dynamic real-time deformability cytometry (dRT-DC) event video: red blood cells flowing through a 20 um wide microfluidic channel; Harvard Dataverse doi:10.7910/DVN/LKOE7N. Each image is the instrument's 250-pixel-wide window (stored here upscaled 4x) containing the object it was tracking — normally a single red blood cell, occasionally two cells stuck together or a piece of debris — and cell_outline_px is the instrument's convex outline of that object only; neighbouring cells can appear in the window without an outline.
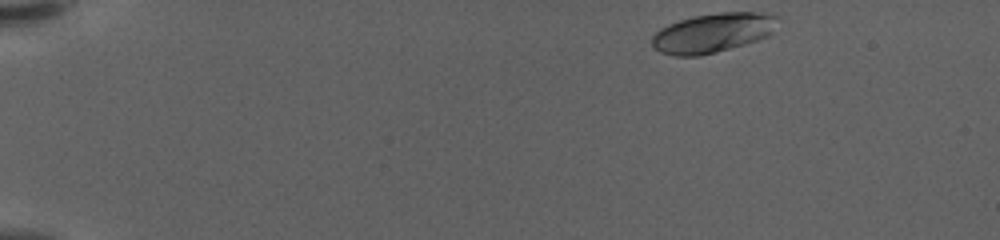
{"species": "human", "species_latin": "Homo sapiens", "temperature_condition": "warm", "stored_images_in_passage": 51, "camera_frame_rate_fps": 3000, "um_per_image_px": 0.085, "donor": {"sex": "female"}, "frame": {"image": 1, "passage_image": 1, "time_ms": 0.0, "image_size_px": [1000, 240], "cell_outline_px": [[780, 16], [772, 32], [768, 36], [744, 44], [716, 52], [700, 56], [672, 56], [660, 52], [652, 48], [652, 36], [660, 28], [668, 24], [692, 16], [720, 12], [772, 12]], "centroid_in_image_um": [60.59, 2.78], "position_along_channel_um": 24.4, "area_um2": 29.19}}
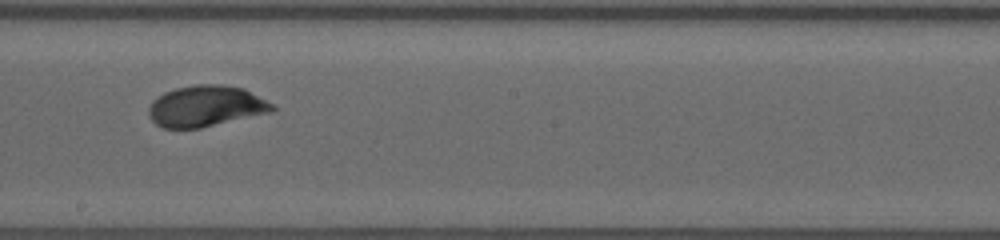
{"frame": {"image": 2, "passage_image": 28, "time_ms": 9.0, "image_size_px": [1000, 240], "cell_outline_px": [[276, 108], [272, 112], [200, 128], [164, 128], [156, 124], [148, 116], [148, 108], [152, 100], [164, 92], [176, 88], [196, 84], [220, 84], [244, 88], [272, 104]], "centroid_in_image_um": [17.47, 9.02], "position_along_channel_um": 230.7, "area_um2": 29.59}}
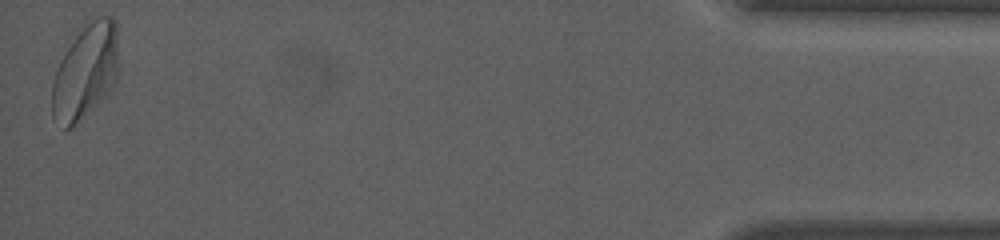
{"frame": {"image": 3, "passage_image": 51, "time_ms": 16.667, "image_size_px": [1000, 240], "cell_outline_px": [[116, 76], [112, 88], [108, 92], [68, 128], [64, 128], [52, 116], [52, 84], [60, 60], [76, 36], [92, 20], [100, 16], [112, 16], [116, 20]], "centroid_in_image_um": [7.25, 6.05], "position_along_channel_um": 428.0, "area_um2": 35.14}, "authors_computed_cell_mechanics": {"area_um2": 29.1312, "velocity_mm_per_s": 3.5813, "shape_relaxation_time_tau1_ms": 2.9881, "shape_relaxation_time_tau2_ms": 0.8456, "deformation_change_tau1": 0.1158, "deformation_change_tau2": 0.0512}}